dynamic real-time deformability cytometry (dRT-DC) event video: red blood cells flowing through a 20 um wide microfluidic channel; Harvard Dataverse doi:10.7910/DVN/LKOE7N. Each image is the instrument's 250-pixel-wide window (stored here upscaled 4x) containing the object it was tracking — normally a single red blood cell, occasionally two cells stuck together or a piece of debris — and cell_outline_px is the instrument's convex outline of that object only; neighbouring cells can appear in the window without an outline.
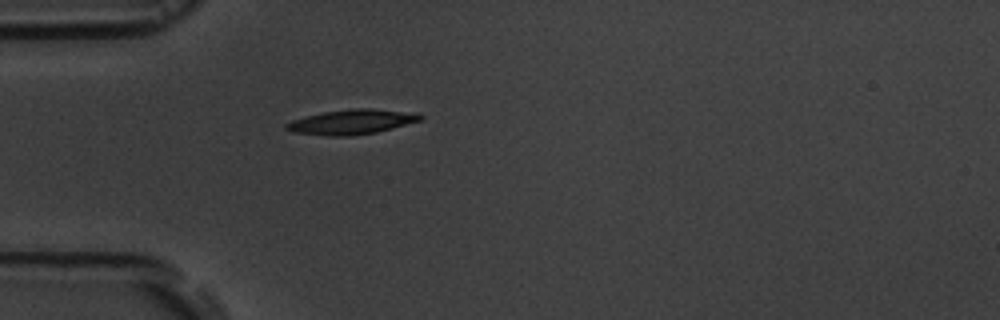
{"species": "common noctule bat (a hibernating species)", "species_latin": "Nyctalus noctula", "temperature_condition": "room temperature", "stored_images_in_passage": 6, "camera_frame_rate_fps": 3000, "um_per_image_px": 0.085, "animal": {"sex": "male", "body_mass_g": 19.5, "forearm_length_mm": 54.6}, "frame": {"image": 1, "passage_image": 6, "time_ms": 5.667, "image_size_px": [1000, 320], "cell_outline_px": [[424, 116], [420, 120], [376, 132], [348, 136], [332, 136], [292, 132], [284, 128], [284, 124], [292, 120], [324, 112], [352, 108], [372, 108], [416, 112]], "centroid_in_image_um": [29.89, 10.35], "position_along_channel_um": 55.1, "area_um2": 19.25}}